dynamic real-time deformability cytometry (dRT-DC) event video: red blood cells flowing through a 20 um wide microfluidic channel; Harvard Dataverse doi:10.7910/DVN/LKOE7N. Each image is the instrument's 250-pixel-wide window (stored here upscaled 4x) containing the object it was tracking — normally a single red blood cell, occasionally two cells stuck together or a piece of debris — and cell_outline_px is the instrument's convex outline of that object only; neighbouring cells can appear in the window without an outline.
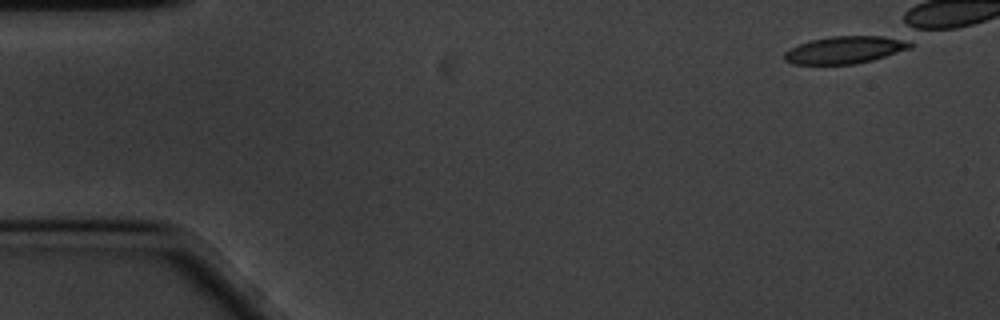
{"species": "common noctule bat (a hibernating species)", "species_latin": "Nyctalus noctula", "temperature_condition": "cold", "stored_images_in_passage": 1, "camera_frame_rate_fps": 3000, "um_per_image_px": 0.085, "animal": {"sex": "male", "body_mass_g": 20.1, "forearm_length_mm": 53.5}, "frame": {"image": 1, "passage_image": 1, "time_ms": 0.0, "image_size_px": [1000, 320], "cell_outline_px": [[912, 48], [872, 60], [852, 64], [792, 64], [784, 60], [784, 52], [800, 44], [812, 40], [832, 36], [884, 36], [912, 40]], "centroid_in_image_um": [71.87, 4.23], "position_along_channel_um": 13.1, "area_um2": 20.0}}